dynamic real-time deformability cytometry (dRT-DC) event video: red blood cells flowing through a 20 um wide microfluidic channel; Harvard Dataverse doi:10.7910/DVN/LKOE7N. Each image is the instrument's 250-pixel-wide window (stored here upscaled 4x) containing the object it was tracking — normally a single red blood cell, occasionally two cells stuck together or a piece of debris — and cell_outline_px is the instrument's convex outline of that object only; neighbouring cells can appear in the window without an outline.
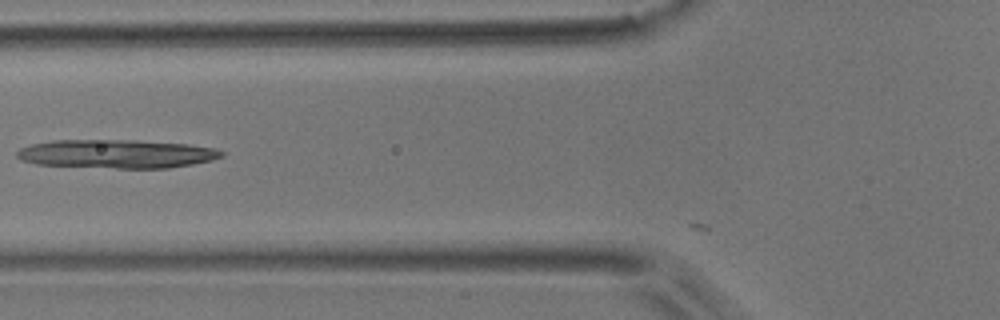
{"species": "common noctule bat (a hibernating species)", "species_latin": "Nyctalus noctula", "temperature_condition": "room temperature", "stored_images_in_passage": 7, "camera_frame_rate_fps": 3000, "um_per_image_px": 0.085, "animal": {"sex": "male", "body_mass_g": 17.9}, "frame": {"image": 1, "passage_image": 6, "time_ms": 1.667, "image_size_px": [1000, 320], "cell_outline_px": [[224, 156], [212, 160], [192, 164], [168, 168], [116, 168], [36, 164], [20, 160], [16, 156], [16, 152], [20, 148], [32, 144], [52, 140], [132, 140], [188, 144], [216, 148], [224, 152]], "centroid_in_image_um": [9.91, 13.08], "position_along_channel_um": 115.9, "area_um2": 34.16}}